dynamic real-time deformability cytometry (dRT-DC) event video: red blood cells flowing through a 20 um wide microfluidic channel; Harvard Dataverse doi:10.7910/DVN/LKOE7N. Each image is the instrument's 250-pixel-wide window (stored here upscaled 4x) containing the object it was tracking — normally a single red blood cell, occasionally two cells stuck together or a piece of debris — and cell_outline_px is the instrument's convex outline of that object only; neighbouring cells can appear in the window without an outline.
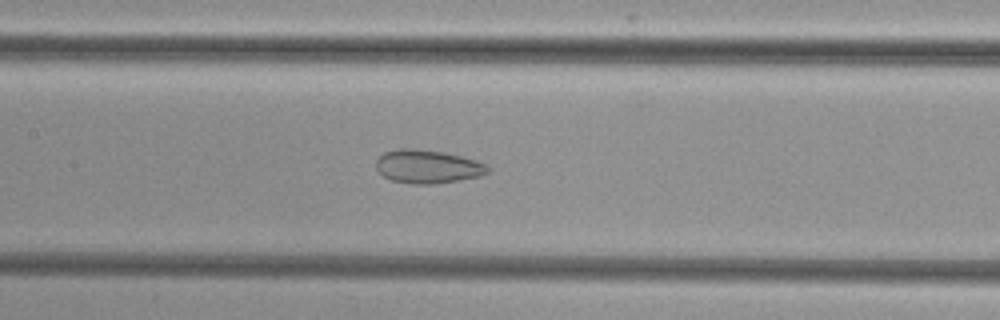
{"species": "common noctule bat (a hibernating species)", "species_latin": "Nyctalus noctula", "temperature_condition": "cold", "stored_images_in_passage": 49, "camera_frame_rate_fps": 3000, "um_per_image_px": 0.085, "animal": {"sex": "female", "body_mass_g": 29.2, "forearm_length_mm": 56.3}, "frame": {"image": 1, "passage_image": 22, "time_ms": 7.0, "image_size_px": [1000, 320], "cell_outline_px": [[488, 172], [480, 176], [432, 184], [408, 184], [392, 180], [384, 176], [376, 168], [376, 160], [384, 152], [400, 148], [412, 148], [444, 152], [476, 160], [488, 164]], "centroid_in_image_um": [36.33, 14.15], "position_along_channel_um": 171.1, "area_um2": 21.68}}
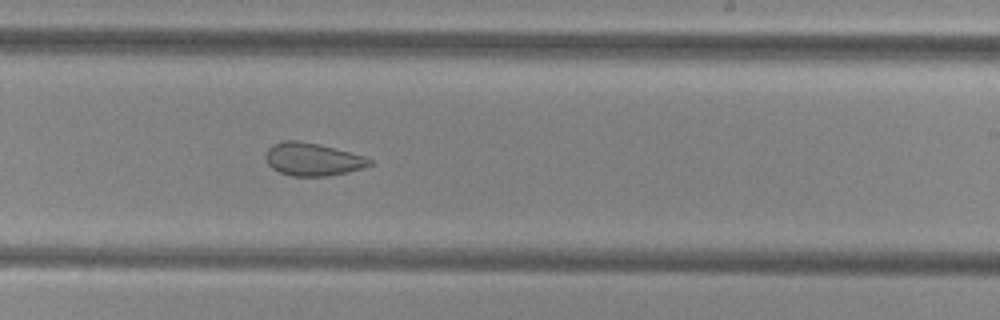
{"frame": {"image": 2, "passage_image": 29, "time_ms": 9.333, "image_size_px": [1000, 320], "cell_outline_px": [[376, 164], [364, 168], [348, 172], [328, 176], [292, 176], [280, 172], [272, 168], [268, 164], [264, 156], [268, 148], [272, 144], [284, 140], [296, 140], [320, 144], [364, 156], [372, 160]], "centroid_in_image_um": [26.59, 13.54], "position_along_channel_um": 262.4, "area_um2": 20.11}}
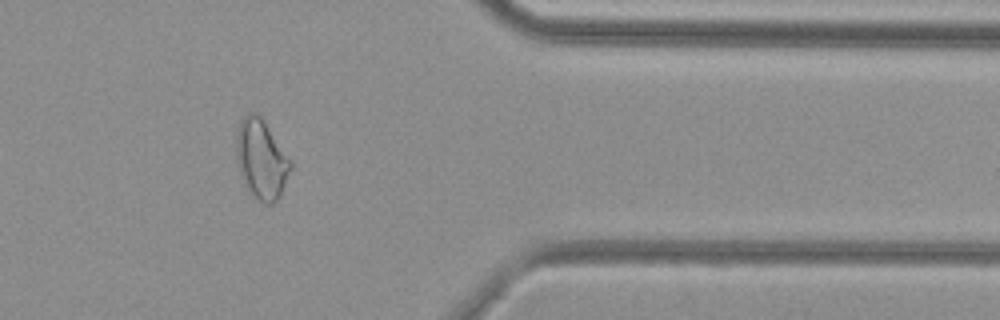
{"frame": {"image": 3, "passage_image": 40, "time_ms": 13.0, "image_size_px": [1000, 320], "cell_outline_px": [[292, 168], [280, 196], [272, 204], [264, 204], [248, 192], [244, 184], [236, 160], [236, 132], [240, 120], [248, 112], [256, 112], [264, 120], [292, 164]], "centroid_in_image_um": [22.18, 13.54], "position_along_channel_um": 389.2, "area_um2": 25.14}}